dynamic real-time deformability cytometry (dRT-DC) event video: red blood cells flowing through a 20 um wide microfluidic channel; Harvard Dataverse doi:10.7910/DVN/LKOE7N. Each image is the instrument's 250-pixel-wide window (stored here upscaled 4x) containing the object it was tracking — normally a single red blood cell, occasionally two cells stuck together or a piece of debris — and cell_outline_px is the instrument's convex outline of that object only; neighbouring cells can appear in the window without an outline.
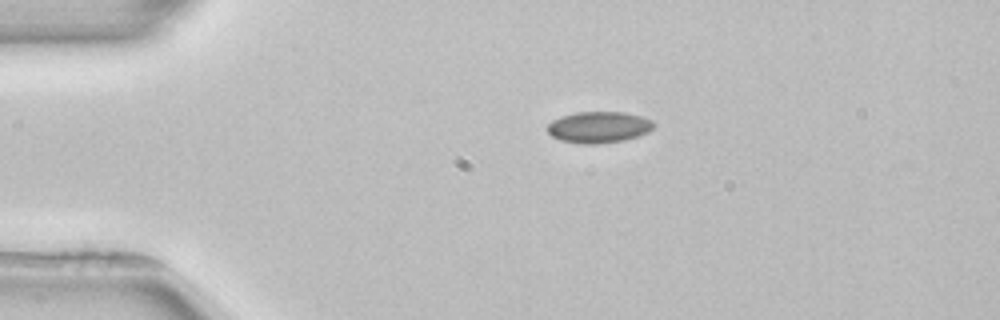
{"species": "common noctule bat (a hibernating species)", "species_latin": "Nyctalus noctula", "temperature_condition": "room temperature", "stored_images_in_passage": 2, "camera_frame_rate_fps": 3000, "um_per_image_px": 0.085, "animal": {"sex": "female", "body_mass_g": 22.7, "forearm_length_mm": 54.2}, "frame": {"image": 1, "passage_image": 1, "time_ms": 0.0, "image_size_px": [1000, 320], "cell_outline_px": [[656, 124], [648, 132], [624, 140], [596, 144], [580, 144], [560, 140], [552, 136], [548, 132], [548, 124], [552, 120], [560, 116], [576, 112], [624, 112], [640, 116], [652, 120]], "centroid_in_image_um": [50.88, 10.81], "position_along_channel_um": 34.1, "area_um2": 19.42}}